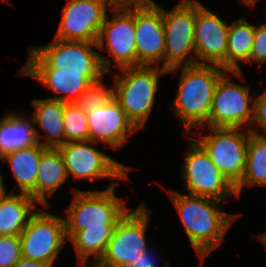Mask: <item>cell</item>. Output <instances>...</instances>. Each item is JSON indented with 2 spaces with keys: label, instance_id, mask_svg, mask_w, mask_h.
Instances as JSON below:
<instances>
[{
  "label": "cell",
  "instance_id": "cell-1",
  "mask_svg": "<svg viewBox=\"0 0 266 267\" xmlns=\"http://www.w3.org/2000/svg\"><path fill=\"white\" fill-rule=\"evenodd\" d=\"M172 204L179 214L185 235L202 265L210 253L225 241L230 227L242 213H227L220 209L223 201L168 190Z\"/></svg>",
  "mask_w": 266,
  "mask_h": 267
},
{
  "label": "cell",
  "instance_id": "cell-2",
  "mask_svg": "<svg viewBox=\"0 0 266 267\" xmlns=\"http://www.w3.org/2000/svg\"><path fill=\"white\" fill-rule=\"evenodd\" d=\"M177 91L171 111L183 125L185 135L193 129L208 127L214 91L219 79L227 72L219 65L196 64L176 66L167 73L178 74Z\"/></svg>",
  "mask_w": 266,
  "mask_h": 267
},
{
  "label": "cell",
  "instance_id": "cell-3",
  "mask_svg": "<svg viewBox=\"0 0 266 267\" xmlns=\"http://www.w3.org/2000/svg\"><path fill=\"white\" fill-rule=\"evenodd\" d=\"M118 182L111 181L105 189L81 190L72 188V200L64 209L66 237L69 241L78 231L87 227L116 226L131 209L128 200L117 196Z\"/></svg>",
  "mask_w": 266,
  "mask_h": 267
},
{
  "label": "cell",
  "instance_id": "cell-4",
  "mask_svg": "<svg viewBox=\"0 0 266 267\" xmlns=\"http://www.w3.org/2000/svg\"><path fill=\"white\" fill-rule=\"evenodd\" d=\"M121 72V73H119ZM110 72L114 85V98L120 103L128 119L140 131L151 117L159 77L167 75V69L160 66H135Z\"/></svg>",
  "mask_w": 266,
  "mask_h": 267
},
{
  "label": "cell",
  "instance_id": "cell-5",
  "mask_svg": "<svg viewBox=\"0 0 266 267\" xmlns=\"http://www.w3.org/2000/svg\"><path fill=\"white\" fill-rule=\"evenodd\" d=\"M106 14L97 40L98 49L111 56L99 54L106 74L114 69L137 66L135 46V3H115ZM115 67V68H114Z\"/></svg>",
  "mask_w": 266,
  "mask_h": 267
},
{
  "label": "cell",
  "instance_id": "cell-6",
  "mask_svg": "<svg viewBox=\"0 0 266 267\" xmlns=\"http://www.w3.org/2000/svg\"><path fill=\"white\" fill-rule=\"evenodd\" d=\"M203 130H208L206 135ZM250 133V130L244 131L241 128L200 127L189 135L205 150L211 162L235 186L244 174Z\"/></svg>",
  "mask_w": 266,
  "mask_h": 267
},
{
  "label": "cell",
  "instance_id": "cell-7",
  "mask_svg": "<svg viewBox=\"0 0 266 267\" xmlns=\"http://www.w3.org/2000/svg\"><path fill=\"white\" fill-rule=\"evenodd\" d=\"M183 136L188 138V152L180 163V173L186 193L223 202L238 198L235 186L211 162L205 150L190 135Z\"/></svg>",
  "mask_w": 266,
  "mask_h": 267
},
{
  "label": "cell",
  "instance_id": "cell-8",
  "mask_svg": "<svg viewBox=\"0 0 266 267\" xmlns=\"http://www.w3.org/2000/svg\"><path fill=\"white\" fill-rule=\"evenodd\" d=\"M244 72L227 71L218 81L208 119V127L248 129L253 121L254 98L250 86L231 81H245Z\"/></svg>",
  "mask_w": 266,
  "mask_h": 267
},
{
  "label": "cell",
  "instance_id": "cell-9",
  "mask_svg": "<svg viewBox=\"0 0 266 267\" xmlns=\"http://www.w3.org/2000/svg\"><path fill=\"white\" fill-rule=\"evenodd\" d=\"M97 144L100 143L89 140L73 141L57 148L63 157L68 179L71 177L75 181L77 179L128 181L129 174L134 169L98 150Z\"/></svg>",
  "mask_w": 266,
  "mask_h": 267
},
{
  "label": "cell",
  "instance_id": "cell-10",
  "mask_svg": "<svg viewBox=\"0 0 266 267\" xmlns=\"http://www.w3.org/2000/svg\"><path fill=\"white\" fill-rule=\"evenodd\" d=\"M40 207L19 235L22 258L47 263L53 267L68 242L64 219L48 212L50 206Z\"/></svg>",
  "mask_w": 266,
  "mask_h": 267
},
{
  "label": "cell",
  "instance_id": "cell-11",
  "mask_svg": "<svg viewBox=\"0 0 266 267\" xmlns=\"http://www.w3.org/2000/svg\"><path fill=\"white\" fill-rule=\"evenodd\" d=\"M165 34L164 68L196 65L195 0H180L173 8L162 7Z\"/></svg>",
  "mask_w": 266,
  "mask_h": 267
},
{
  "label": "cell",
  "instance_id": "cell-12",
  "mask_svg": "<svg viewBox=\"0 0 266 267\" xmlns=\"http://www.w3.org/2000/svg\"><path fill=\"white\" fill-rule=\"evenodd\" d=\"M146 206L145 202L140 203L116 224L99 260L104 267H125L138 254L151 247L146 238L151 211Z\"/></svg>",
  "mask_w": 266,
  "mask_h": 267
},
{
  "label": "cell",
  "instance_id": "cell-13",
  "mask_svg": "<svg viewBox=\"0 0 266 267\" xmlns=\"http://www.w3.org/2000/svg\"><path fill=\"white\" fill-rule=\"evenodd\" d=\"M17 75L39 81L53 92L48 99L74 103L93 83L107 75L105 72H58L51 68L31 47Z\"/></svg>",
  "mask_w": 266,
  "mask_h": 267
},
{
  "label": "cell",
  "instance_id": "cell-14",
  "mask_svg": "<svg viewBox=\"0 0 266 267\" xmlns=\"http://www.w3.org/2000/svg\"><path fill=\"white\" fill-rule=\"evenodd\" d=\"M115 0H67L54 39L97 42L107 12Z\"/></svg>",
  "mask_w": 266,
  "mask_h": 267
},
{
  "label": "cell",
  "instance_id": "cell-15",
  "mask_svg": "<svg viewBox=\"0 0 266 267\" xmlns=\"http://www.w3.org/2000/svg\"><path fill=\"white\" fill-rule=\"evenodd\" d=\"M229 24L195 0L194 41L197 64L219 65L227 70Z\"/></svg>",
  "mask_w": 266,
  "mask_h": 267
},
{
  "label": "cell",
  "instance_id": "cell-16",
  "mask_svg": "<svg viewBox=\"0 0 266 267\" xmlns=\"http://www.w3.org/2000/svg\"><path fill=\"white\" fill-rule=\"evenodd\" d=\"M135 46L137 66L164 68L165 34L162 6L157 2L135 3Z\"/></svg>",
  "mask_w": 266,
  "mask_h": 267
},
{
  "label": "cell",
  "instance_id": "cell-17",
  "mask_svg": "<svg viewBox=\"0 0 266 267\" xmlns=\"http://www.w3.org/2000/svg\"><path fill=\"white\" fill-rule=\"evenodd\" d=\"M42 46H30L58 72H104L97 42L56 40Z\"/></svg>",
  "mask_w": 266,
  "mask_h": 267
},
{
  "label": "cell",
  "instance_id": "cell-18",
  "mask_svg": "<svg viewBox=\"0 0 266 267\" xmlns=\"http://www.w3.org/2000/svg\"><path fill=\"white\" fill-rule=\"evenodd\" d=\"M87 119L89 141L103 144L113 150L124 147L130 136L139 131L115 98L96 111L87 113Z\"/></svg>",
  "mask_w": 266,
  "mask_h": 267
},
{
  "label": "cell",
  "instance_id": "cell-19",
  "mask_svg": "<svg viewBox=\"0 0 266 267\" xmlns=\"http://www.w3.org/2000/svg\"><path fill=\"white\" fill-rule=\"evenodd\" d=\"M31 103L34 112L30 115L38 143L46 148L57 149L64 144L63 111L66 103L48 98H36Z\"/></svg>",
  "mask_w": 266,
  "mask_h": 267
},
{
  "label": "cell",
  "instance_id": "cell-20",
  "mask_svg": "<svg viewBox=\"0 0 266 267\" xmlns=\"http://www.w3.org/2000/svg\"><path fill=\"white\" fill-rule=\"evenodd\" d=\"M0 118V158L5 154L38 143L34 122L29 113L13 109Z\"/></svg>",
  "mask_w": 266,
  "mask_h": 267
},
{
  "label": "cell",
  "instance_id": "cell-21",
  "mask_svg": "<svg viewBox=\"0 0 266 267\" xmlns=\"http://www.w3.org/2000/svg\"><path fill=\"white\" fill-rule=\"evenodd\" d=\"M48 148L39 143L5 154L1 163H7L16 182L18 193L28 194L36 201V180L41 155Z\"/></svg>",
  "mask_w": 266,
  "mask_h": 267
},
{
  "label": "cell",
  "instance_id": "cell-22",
  "mask_svg": "<svg viewBox=\"0 0 266 267\" xmlns=\"http://www.w3.org/2000/svg\"><path fill=\"white\" fill-rule=\"evenodd\" d=\"M15 193L0 197V236L20 235L40 206L30 195Z\"/></svg>",
  "mask_w": 266,
  "mask_h": 267
},
{
  "label": "cell",
  "instance_id": "cell-23",
  "mask_svg": "<svg viewBox=\"0 0 266 267\" xmlns=\"http://www.w3.org/2000/svg\"><path fill=\"white\" fill-rule=\"evenodd\" d=\"M68 181L63 157L58 149L48 148L40 157L36 180V202L49 206V197Z\"/></svg>",
  "mask_w": 266,
  "mask_h": 267
},
{
  "label": "cell",
  "instance_id": "cell-24",
  "mask_svg": "<svg viewBox=\"0 0 266 267\" xmlns=\"http://www.w3.org/2000/svg\"><path fill=\"white\" fill-rule=\"evenodd\" d=\"M232 21L228 30L227 71L243 72L239 63L250 64L255 25L249 23L244 15Z\"/></svg>",
  "mask_w": 266,
  "mask_h": 267
},
{
  "label": "cell",
  "instance_id": "cell-25",
  "mask_svg": "<svg viewBox=\"0 0 266 267\" xmlns=\"http://www.w3.org/2000/svg\"><path fill=\"white\" fill-rule=\"evenodd\" d=\"M266 187V136L250 133L246 166L242 179L235 185L238 199L244 187Z\"/></svg>",
  "mask_w": 266,
  "mask_h": 267
},
{
  "label": "cell",
  "instance_id": "cell-26",
  "mask_svg": "<svg viewBox=\"0 0 266 267\" xmlns=\"http://www.w3.org/2000/svg\"><path fill=\"white\" fill-rule=\"evenodd\" d=\"M115 226L87 227L78 231L70 240L77 260H100ZM91 256V257H90Z\"/></svg>",
  "mask_w": 266,
  "mask_h": 267
},
{
  "label": "cell",
  "instance_id": "cell-27",
  "mask_svg": "<svg viewBox=\"0 0 266 267\" xmlns=\"http://www.w3.org/2000/svg\"><path fill=\"white\" fill-rule=\"evenodd\" d=\"M64 144L89 140L87 114L74 103H66L63 111Z\"/></svg>",
  "mask_w": 266,
  "mask_h": 267
},
{
  "label": "cell",
  "instance_id": "cell-28",
  "mask_svg": "<svg viewBox=\"0 0 266 267\" xmlns=\"http://www.w3.org/2000/svg\"><path fill=\"white\" fill-rule=\"evenodd\" d=\"M103 79L91 84L75 101L86 114L96 111L114 98V85L107 86Z\"/></svg>",
  "mask_w": 266,
  "mask_h": 267
},
{
  "label": "cell",
  "instance_id": "cell-29",
  "mask_svg": "<svg viewBox=\"0 0 266 267\" xmlns=\"http://www.w3.org/2000/svg\"><path fill=\"white\" fill-rule=\"evenodd\" d=\"M21 258L20 236H0V267H14Z\"/></svg>",
  "mask_w": 266,
  "mask_h": 267
},
{
  "label": "cell",
  "instance_id": "cell-30",
  "mask_svg": "<svg viewBox=\"0 0 266 267\" xmlns=\"http://www.w3.org/2000/svg\"><path fill=\"white\" fill-rule=\"evenodd\" d=\"M251 65L256 64L262 68V64L266 63V22L255 25V34L253 46L250 53Z\"/></svg>",
  "mask_w": 266,
  "mask_h": 267
},
{
  "label": "cell",
  "instance_id": "cell-31",
  "mask_svg": "<svg viewBox=\"0 0 266 267\" xmlns=\"http://www.w3.org/2000/svg\"><path fill=\"white\" fill-rule=\"evenodd\" d=\"M257 128L264 131L259 133ZM249 130L257 135L266 136V88L254 97L253 121Z\"/></svg>",
  "mask_w": 266,
  "mask_h": 267
},
{
  "label": "cell",
  "instance_id": "cell-32",
  "mask_svg": "<svg viewBox=\"0 0 266 267\" xmlns=\"http://www.w3.org/2000/svg\"><path fill=\"white\" fill-rule=\"evenodd\" d=\"M151 247L144 250L125 267H161L162 265L159 262V257L156 255V251L152 250ZM154 251V252H153Z\"/></svg>",
  "mask_w": 266,
  "mask_h": 267
},
{
  "label": "cell",
  "instance_id": "cell-33",
  "mask_svg": "<svg viewBox=\"0 0 266 267\" xmlns=\"http://www.w3.org/2000/svg\"><path fill=\"white\" fill-rule=\"evenodd\" d=\"M14 267H51V266L47 263H43L40 261H34L31 259L21 258Z\"/></svg>",
  "mask_w": 266,
  "mask_h": 267
},
{
  "label": "cell",
  "instance_id": "cell-34",
  "mask_svg": "<svg viewBox=\"0 0 266 267\" xmlns=\"http://www.w3.org/2000/svg\"><path fill=\"white\" fill-rule=\"evenodd\" d=\"M88 261H89V264H88ZM90 263H93L94 265H91ZM75 267H104V266L99 260L91 259V260H77V265Z\"/></svg>",
  "mask_w": 266,
  "mask_h": 267
},
{
  "label": "cell",
  "instance_id": "cell-35",
  "mask_svg": "<svg viewBox=\"0 0 266 267\" xmlns=\"http://www.w3.org/2000/svg\"><path fill=\"white\" fill-rule=\"evenodd\" d=\"M261 0H239L238 2L242 5H246L250 8H255L256 4H258Z\"/></svg>",
  "mask_w": 266,
  "mask_h": 267
},
{
  "label": "cell",
  "instance_id": "cell-36",
  "mask_svg": "<svg viewBox=\"0 0 266 267\" xmlns=\"http://www.w3.org/2000/svg\"><path fill=\"white\" fill-rule=\"evenodd\" d=\"M3 175L0 171V197L5 195L6 193H8V191L6 190V187L4 185V180H3Z\"/></svg>",
  "mask_w": 266,
  "mask_h": 267
},
{
  "label": "cell",
  "instance_id": "cell-37",
  "mask_svg": "<svg viewBox=\"0 0 266 267\" xmlns=\"http://www.w3.org/2000/svg\"><path fill=\"white\" fill-rule=\"evenodd\" d=\"M255 237H257L266 248V231L263 233L259 232V233L255 234Z\"/></svg>",
  "mask_w": 266,
  "mask_h": 267
},
{
  "label": "cell",
  "instance_id": "cell-38",
  "mask_svg": "<svg viewBox=\"0 0 266 267\" xmlns=\"http://www.w3.org/2000/svg\"><path fill=\"white\" fill-rule=\"evenodd\" d=\"M128 3H156L154 0H128Z\"/></svg>",
  "mask_w": 266,
  "mask_h": 267
},
{
  "label": "cell",
  "instance_id": "cell-39",
  "mask_svg": "<svg viewBox=\"0 0 266 267\" xmlns=\"http://www.w3.org/2000/svg\"><path fill=\"white\" fill-rule=\"evenodd\" d=\"M116 3H119V4H126L128 3V0H115Z\"/></svg>",
  "mask_w": 266,
  "mask_h": 267
},
{
  "label": "cell",
  "instance_id": "cell-40",
  "mask_svg": "<svg viewBox=\"0 0 266 267\" xmlns=\"http://www.w3.org/2000/svg\"><path fill=\"white\" fill-rule=\"evenodd\" d=\"M1 1H3V2L7 3L8 5L14 7L13 3L11 2V0H1Z\"/></svg>",
  "mask_w": 266,
  "mask_h": 267
}]
</instances>
